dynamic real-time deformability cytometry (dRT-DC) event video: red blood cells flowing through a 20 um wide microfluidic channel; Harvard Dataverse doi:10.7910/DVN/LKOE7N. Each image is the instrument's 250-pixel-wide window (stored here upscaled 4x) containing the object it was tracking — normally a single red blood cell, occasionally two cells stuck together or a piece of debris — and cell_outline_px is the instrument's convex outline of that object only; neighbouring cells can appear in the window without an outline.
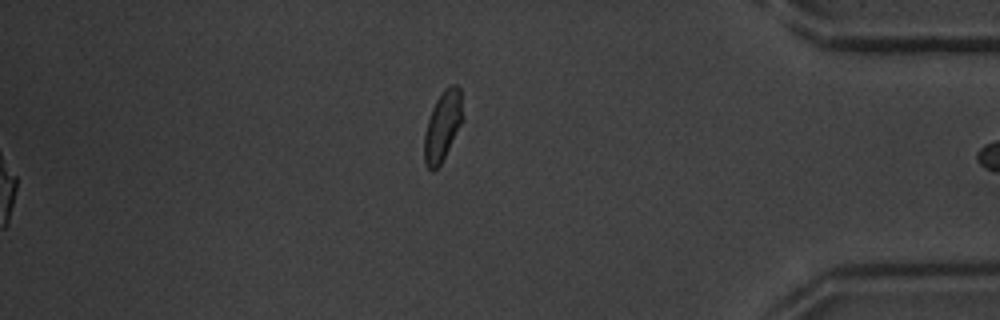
{"species": "common noctule bat (a hibernating species)", "species_latin": "Nyctalus noctula", "temperature_condition": "warm", "stored_images_in_passage": 55, "segment_of_instrument_passage": [2, 2], "camera_frame_rate_fps": 3000, "um_per_image_px": 0.085, "animal": {"sex": "male", "body_mass_g": 20.1, "forearm_length_mm": 53.5}, "frame": {"image": 1, "passage_image": 55, "time_ms": 18.0, "image_size_px": [1000, 320], "cell_outline_px": [[464, 120], [440, 164], [432, 172], [428, 168], [424, 160], [424, 136], [428, 120], [432, 108], [436, 100], [444, 88], [452, 84], [456, 84], [460, 88], [464, 116]], "centroid_in_image_um": [37.65, 10.67], "position_along_channel_um": 397.6, "area_um2": 15.72}}